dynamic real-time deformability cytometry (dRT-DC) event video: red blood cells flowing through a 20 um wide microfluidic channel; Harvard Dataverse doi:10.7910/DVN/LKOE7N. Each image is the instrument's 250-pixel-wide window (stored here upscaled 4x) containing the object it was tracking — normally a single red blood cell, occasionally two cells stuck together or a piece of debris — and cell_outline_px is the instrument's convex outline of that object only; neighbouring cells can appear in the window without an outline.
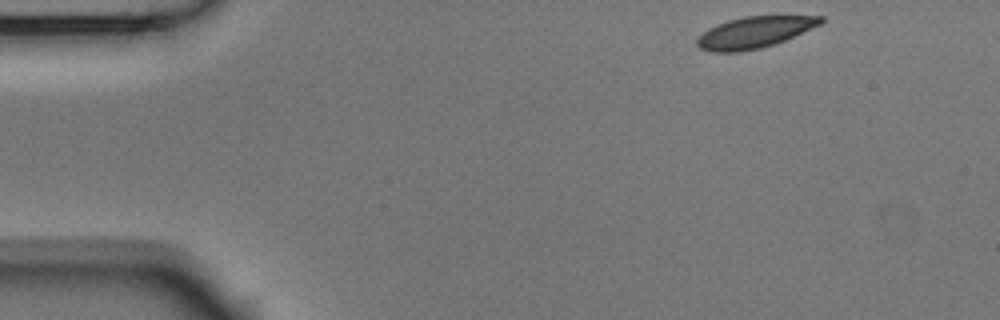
{"species": "Egyptian fruit bat (a non-hibernating species)", "species_latin": "Rousettus aegyptiacus", "temperature_condition": "room temperature", "stored_images_in_passage": 49, "camera_frame_rate_fps": 3000, "um_per_image_px": 0.085, "animal": {"sex": "male"}, "frame": {"image": 1, "passage_image": 1, "time_ms": 0.0, "image_size_px": [1000, 320], "cell_outline_px": [[824, 20], [820, 24], [784, 40], [760, 48], [740, 52], [712, 52], [700, 48], [696, 44], [696, 40], [708, 28], [716, 24], [728, 20], [744, 16], [824, 16]], "centroid_in_image_um": [64.08, 2.74], "position_along_channel_um": 20.9, "area_um2": 22.31}}
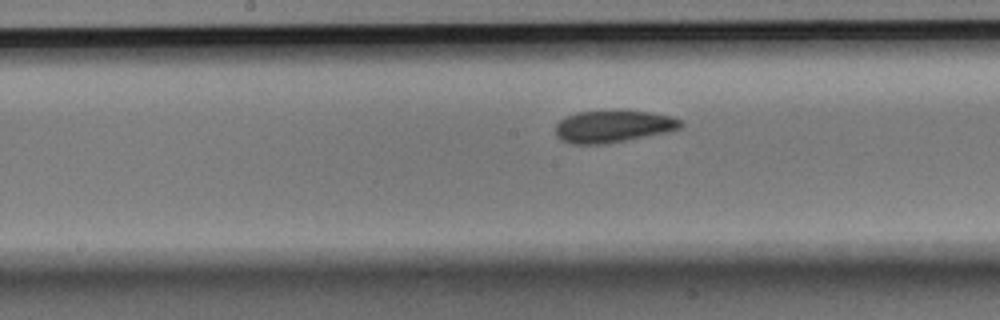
{"frame": {"image": 2, "passage_image": 22, "time_ms": 7.0, "image_size_px": [1000, 320], "cell_outline_px": [[684, 124], [680, 128], [668, 132], [604, 144], [572, 144], [560, 140], [556, 136], [556, 124], [560, 120], [576, 112], [616, 108], [652, 112], [672, 116], [680, 120]], "centroid_in_image_um": [52.12, 10.7], "position_along_channel_um": 196.1, "area_um2": 24.16}}
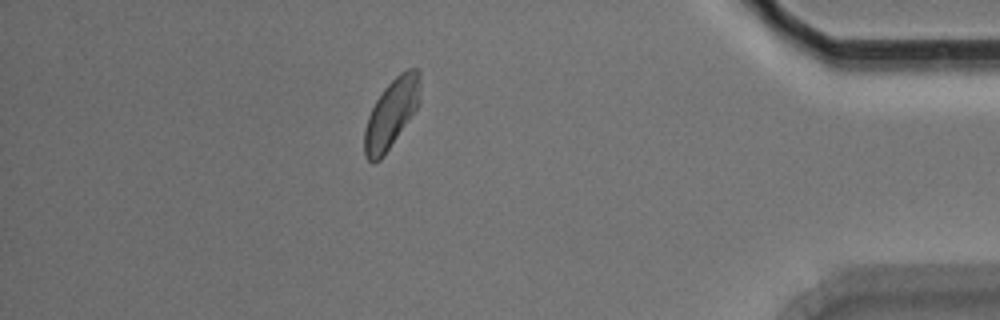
{"frame": {"image": 3, "passage_image": 42, "time_ms": 13.667, "image_size_px": [1000, 320], "cell_outline_px": [[420, 104], [384, 156], [380, 160], [372, 164], [364, 156], [364, 128], [368, 116], [376, 100], [384, 88], [400, 72], [408, 68], [416, 68], [420, 72]], "centroid_in_image_um": [33.27, 9.65], "position_along_channel_um": 401.9, "area_um2": 22.54}, "authors_computed_cell_mechanics": {"area_um2": 23.2356, "velocity_mm_per_s": 3.6991, "shape_relaxation_time_tau1_ms": 4.6876, "shape_relaxation_time_tau2_ms": 2.4482, "deformation_change_tau1": 0.1107, "deformation_change_tau2": 0.0576}}